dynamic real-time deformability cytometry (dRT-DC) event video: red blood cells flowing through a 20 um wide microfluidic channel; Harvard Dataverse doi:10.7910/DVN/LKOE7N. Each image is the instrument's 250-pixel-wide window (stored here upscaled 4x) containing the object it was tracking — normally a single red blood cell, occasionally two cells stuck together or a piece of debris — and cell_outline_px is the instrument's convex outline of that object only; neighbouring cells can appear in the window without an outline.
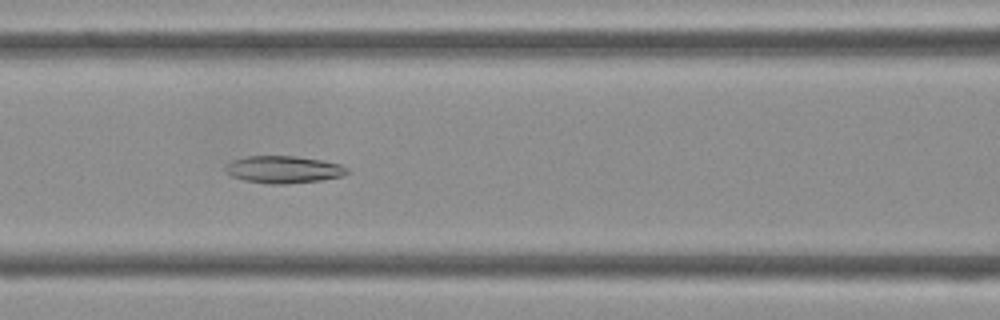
{"species": "Egyptian fruit bat (a non-hibernating species)", "species_latin": "Rousettus aegyptiacus", "temperature_condition": "cold", "stored_images_in_passage": 44, "camera_frame_rate_fps": 3000, "um_per_image_px": 0.085, "frame": {"image": 1, "passage_image": 19, "time_ms": 6.0, "image_size_px": [1000, 320], "cell_outline_px": [[352, 172], [344, 176], [320, 180], [288, 184], [268, 184], [244, 180], [232, 176], [224, 168], [232, 160], [248, 156], [296, 156], [320, 160], [340, 164], [348, 168]], "centroid_in_image_um": [24.15, 14.41], "position_along_channel_um": 142.4, "area_um2": 19.36}}
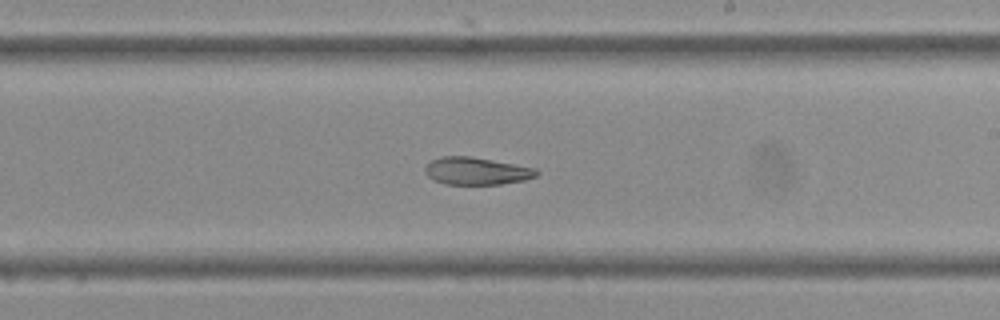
{"frame": {"image": 2, "passage_image": 26, "time_ms": 8.333, "image_size_px": [1000, 320], "cell_outline_px": [[540, 172], [536, 176], [524, 180], [500, 184], [444, 184], [432, 180], [424, 172], [424, 168], [432, 160], [440, 156], [468, 156], [492, 160], [536, 168]], "centroid_in_image_um": [40.48, 14.54], "position_along_channel_um": 248.5, "area_um2": 17.8}}
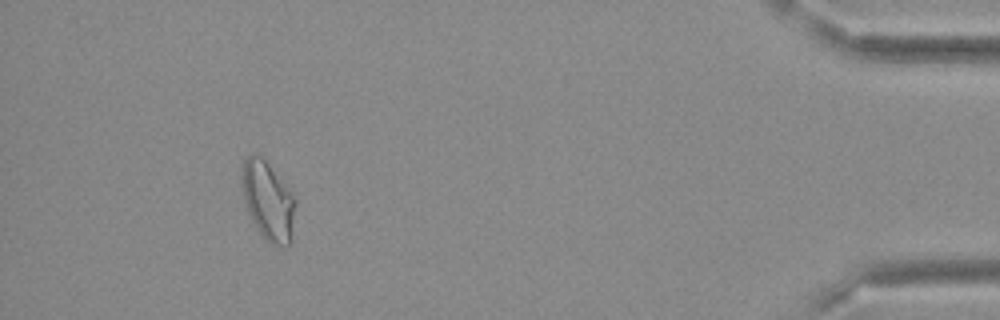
{"frame": {"image": 3, "passage_image": 41, "time_ms": 13.333, "image_size_px": [1000, 320], "cell_outline_px": [[296, 204], [292, 240], [288, 248], [272, 244], [256, 228], [248, 212], [244, 200], [240, 176], [244, 160], [252, 152], [256, 152], [268, 164], [292, 192], [296, 200]], "centroid_in_image_um": [22.79, 17.07], "position_along_channel_um": 412.4, "area_um2": 24.8}}